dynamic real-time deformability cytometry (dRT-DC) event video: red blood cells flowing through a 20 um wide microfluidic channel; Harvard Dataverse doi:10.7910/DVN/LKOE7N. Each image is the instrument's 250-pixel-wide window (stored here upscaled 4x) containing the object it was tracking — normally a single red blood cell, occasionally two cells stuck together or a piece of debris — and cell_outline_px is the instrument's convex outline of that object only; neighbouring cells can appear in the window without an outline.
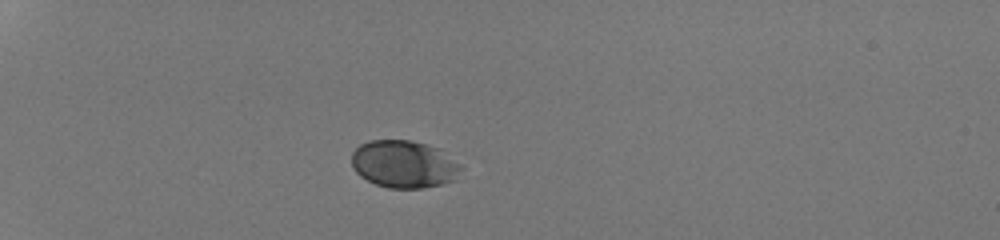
{"species": "human", "species_latin": "Homo sapiens", "temperature_condition": "room temperature", "stored_images_in_passage": 35, "camera_frame_rate_fps": 3000, "um_per_image_px": 0.085, "donor": {"sex": "male"}, "frame": {"image": 1, "passage_image": 1, "time_ms": 0.0, "image_size_px": [1000, 240], "cell_outline_px": [[464, 168], [456, 180], [424, 188], [388, 188], [376, 184], [360, 176], [352, 168], [352, 152], [360, 144], [368, 140], [408, 140], [428, 144], [440, 148], [460, 164]], "centroid_in_image_um": [34.36, 13.95], "position_along_channel_um": 50.6, "area_um2": 30.63}}
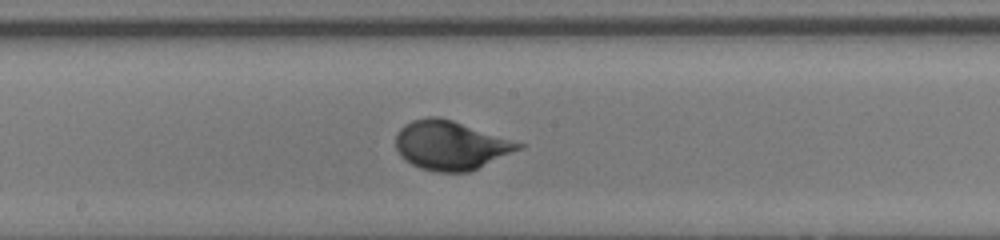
{"frame": {"image": 2, "passage_image": 16, "time_ms": 5.0, "image_size_px": [1000, 240], "cell_outline_px": [[528, 144], [524, 148], [468, 172], [436, 172], [420, 168], [412, 164], [400, 156], [396, 148], [396, 132], [404, 124], [412, 120], [428, 116], [436, 116], [452, 120]], "centroid_in_image_um": [38.33, 12.34], "position_along_channel_um": 209.9, "area_um2": 35.32}}
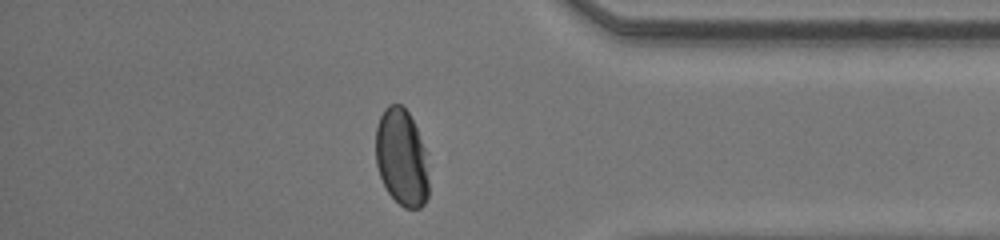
{"frame": {"image": 3, "passage_image": 30, "time_ms": 9.667, "image_size_px": [1000, 240], "cell_outline_px": [[428, 196], [424, 204], [420, 208], [404, 208], [388, 192], [380, 176], [376, 164], [376, 128], [380, 116], [384, 108], [388, 104], [400, 104], [408, 112], [416, 128], [424, 148], [428, 180]], "centroid_in_image_um": [34.12, 13.39], "position_along_channel_um": 401.1, "area_um2": 29.71}, "authors_computed_cell_mechanics": {"area_um2": 32.4258, "velocity_mm_per_s": 4.2843, "shape_relaxation_time_tau1_ms": 7.2805, "shape_relaxation_time_tau2_ms": null, "deformation_change_tau1": 0.248, "deformation_change_tau2": null}}